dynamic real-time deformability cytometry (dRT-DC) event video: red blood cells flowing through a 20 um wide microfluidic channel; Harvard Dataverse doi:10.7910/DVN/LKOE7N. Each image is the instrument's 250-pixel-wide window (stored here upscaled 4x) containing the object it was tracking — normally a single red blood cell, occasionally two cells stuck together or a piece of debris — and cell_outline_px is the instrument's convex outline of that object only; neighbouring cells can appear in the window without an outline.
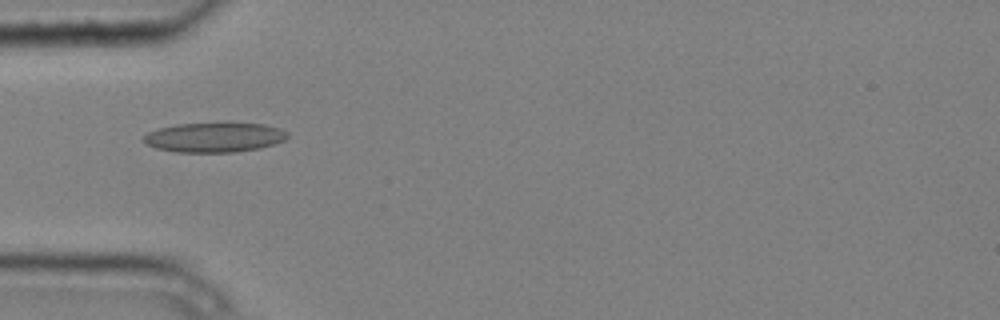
{"species": "common noctule bat (a hibernating species)", "species_latin": "Nyctalus noctula", "temperature_condition": "cold", "stored_images_in_passage": 8, "camera_frame_rate_fps": 3000, "um_per_image_px": 0.085, "animal": {"sex": "male", "body_mass_g": 20.4}, "frame": {"image": 1, "passage_image": 5, "time_ms": 1.333, "image_size_px": [1000, 320], "cell_outline_px": [[288, 136], [284, 140], [276, 144], [260, 148], [236, 152], [176, 152], [156, 148], [144, 144], [140, 140], [148, 132], [156, 128], [176, 124], [264, 124], [280, 128], [288, 132]], "centroid_in_image_um": [18.18, 11.69], "position_along_channel_um": 66.8, "area_um2": 24.91}}
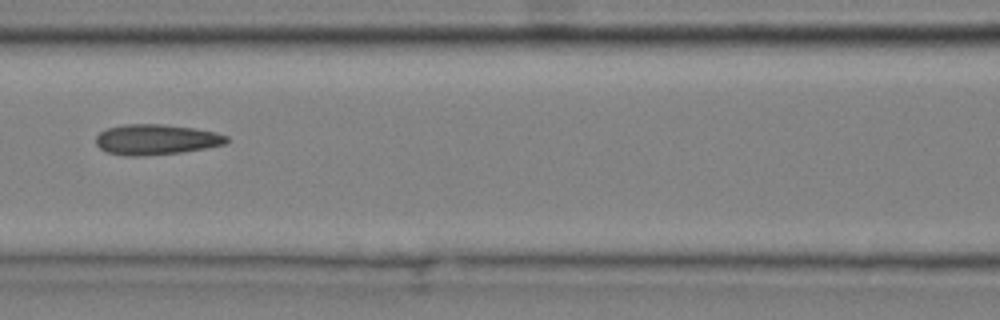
{"frame": {"image": 2, "passage_image": 7, "time_ms": 2.0, "image_size_px": [1000, 320], "cell_outline_px": [[228, 140], [224, 144], [204, 148], [180, 152], [140, 156], [128, 156], [108, 152], [100, 148], [96, 144], [96, 136], [100, 132], [108, 128], [124, 124], [160, 124], [196, 128], [216, 132], [228, 136]], "centroid_in_image_um": [13.26, 11.85], "position_along_channel_um": 153.3, "area_um2": 23.0}}
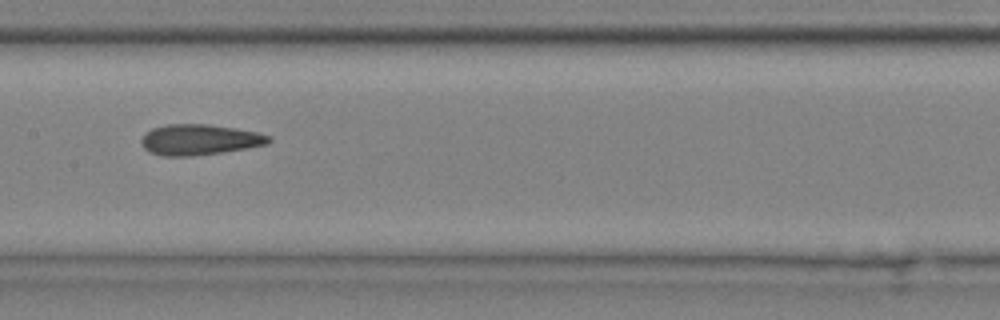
{"frame": {"image": 3, "passage_image": 8, "time_ms": 2.333, "image_size_px": [1000, 320], "cell_outline_px": [[272, 140], [268, 144], [248, 148], [224, 152], [192, 156], [164, 156], [148, 152], [140, 144], [140, 140], [144, 132], [152, 128], [168, 124], [208, 124], [236, 128], [256, 132], [272, 136]], "centroid_in_image_um": [16.94, 11.87], "position_along_channel_um": 190.5, "area_um2": 23.12}}